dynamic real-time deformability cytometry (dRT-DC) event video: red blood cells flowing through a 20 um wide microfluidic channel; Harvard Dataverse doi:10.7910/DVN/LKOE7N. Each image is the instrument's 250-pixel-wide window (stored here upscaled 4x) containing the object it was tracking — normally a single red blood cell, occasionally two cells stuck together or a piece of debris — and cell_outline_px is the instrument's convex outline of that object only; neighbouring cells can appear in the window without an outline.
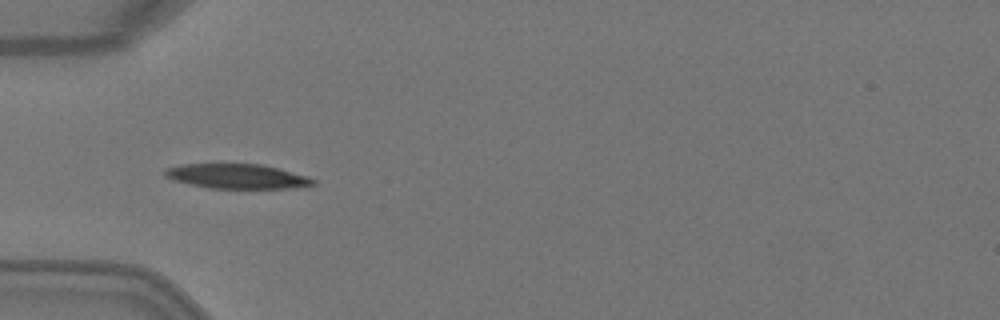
{"species": "Egyptian fruit bat (a non-hibernating species)", "species_latin": "Rousettus aegyptiacus", "temperature_condition": "warm", "stored_images_in_passage": 4, "camera_frame_rate_fps": 3000, "um_per_image_px": 0.085, "animal": {"sex": "female"}, "frame": {"image": 1, "passage_image": 4, "time_ms": 1.0, "image_size_px": [1000, 320], "cell_outline_px": [[316, 184], [308, 188], [208, 188], [172, 180], [164, 176], [164, 172], [168, 168], [184, 164], [264, 164], [308, 176], [316, 180]], "centroid_in_image_um": [20.24, 14.99], "position_along_channel_um": 64.8, "area_um2": 21.5}}